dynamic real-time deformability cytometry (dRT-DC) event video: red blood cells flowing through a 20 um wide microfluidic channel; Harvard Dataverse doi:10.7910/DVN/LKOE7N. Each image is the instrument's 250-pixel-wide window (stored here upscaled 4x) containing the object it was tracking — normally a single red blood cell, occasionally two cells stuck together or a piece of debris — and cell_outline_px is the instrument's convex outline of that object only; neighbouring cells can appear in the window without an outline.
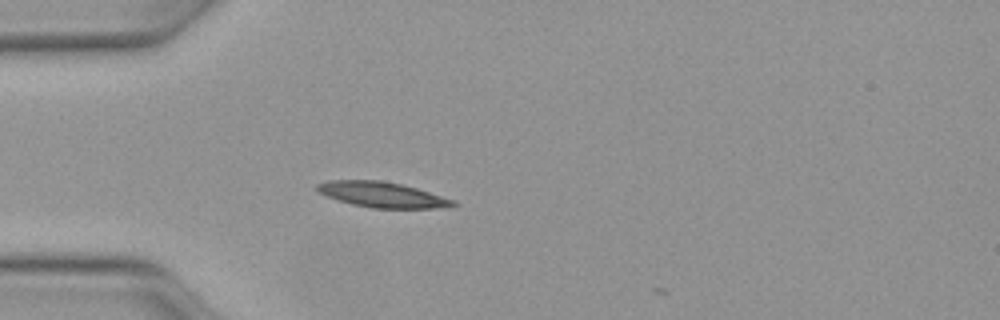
{"species": "Egyptian fruit bat (a non-hibernating species)", "species_latin": "Rousettus aegyptiacus", "temperature_condition": "warm", "stored_images_in_passage": 2, "camera_frame_rate_fps": 3000, "um_per_image_px": 0.085, "animal": {"sex": "female"}, "frame": {"image": 1, "passage_image": 1, "time_ms": 0.0, "image_size_px": [1000, 320], "cell_outline_px": [[460, 204], [452, 208], [372, 208], [352, 204], [328, 196], [320, 192], [316, 188], [316, 184], [328, 180], [380, 180], [400, 184], [416, 188], [456, 200]], "centroid_in_image_um": [32.57, 16.55], "position_along_channel_um": 52.4, "area_um2": 20.17}}